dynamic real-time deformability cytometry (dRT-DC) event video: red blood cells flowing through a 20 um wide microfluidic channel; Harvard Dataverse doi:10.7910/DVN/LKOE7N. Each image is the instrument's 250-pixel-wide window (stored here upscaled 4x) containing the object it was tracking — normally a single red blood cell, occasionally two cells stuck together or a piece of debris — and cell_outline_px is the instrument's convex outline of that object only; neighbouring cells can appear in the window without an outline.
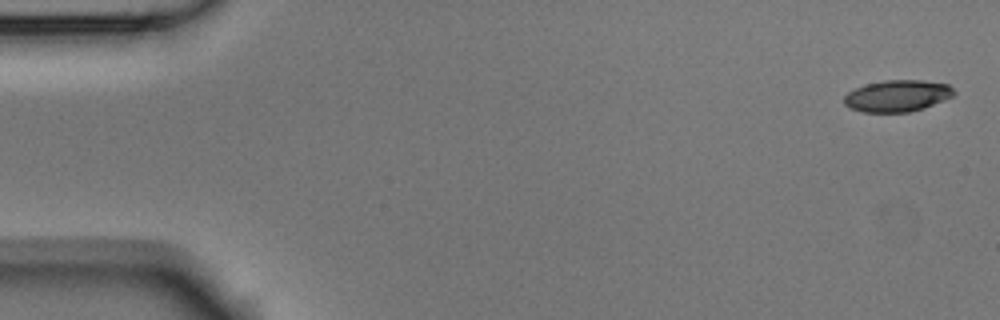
{"species": "Egyptian fruit bat (a non-hibernating species)", "species_latin": "Rousettus aegyptiacus", "temperature_condition": "room temperature", "stored_images_in_passage": 5, "camera_frame_rate_fps": 3000, "um_per_image_px": 0.085, "animal": {"sex": "male"}, "frame": {"image": 1, "passage_image": 1, "time_ms": 0.0, "image_size_px": [1000, 320], "cell_outline_px": [[956, 92], [952, 96], [944, 100], [924, 108], [908, 112], [864, 112], [852, 108], [844, 104], [844, 96], [848, 92], [856, 88], [868, 84], [884, 80], [924, 80], [948, 84]], "centroid_in_image_um": [76.29, 8.14], "position_along_channel_um": 8.7, "area_um2": 20.11}}
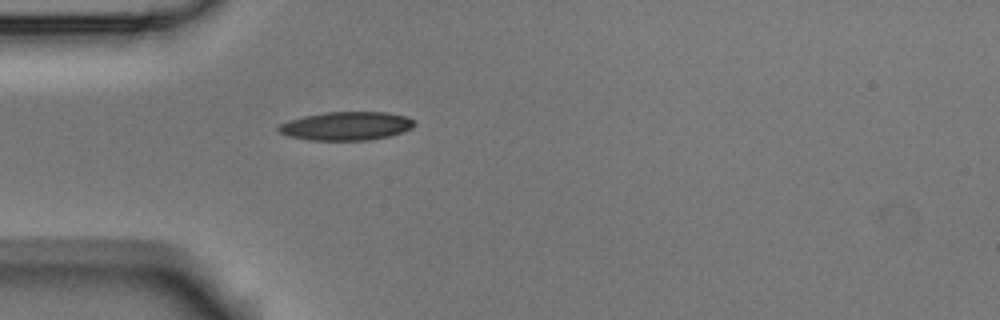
{"frame": {"image": 2, "passage_image": 5, "time_ms": 1.333, "image_size_px": [1000, 320], "cell_outline_px": [[416, 124], [412, 128], [388, 136], [368, 140], [308, 140], [288, 136], [280, 132], [276, 128], [280, 124], [288, 120], [304, 116], [324, 112], [388, 112], [404, 116], [412, 120]], "centroid_in_image_um": [29.4, 10.7], "position_along_channel_um": 55.6, "area_um2": 22.48}}